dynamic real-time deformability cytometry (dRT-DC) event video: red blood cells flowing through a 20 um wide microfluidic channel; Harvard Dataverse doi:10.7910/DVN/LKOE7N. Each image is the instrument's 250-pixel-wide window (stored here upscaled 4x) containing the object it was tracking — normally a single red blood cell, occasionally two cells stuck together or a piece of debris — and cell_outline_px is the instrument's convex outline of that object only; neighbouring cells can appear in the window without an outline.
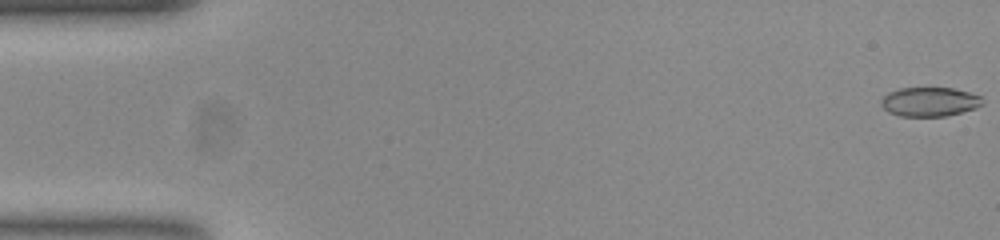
{"species": "common noctule bat (a hibernating species)", "species_latin": "Nyctalus noctula", "temperature_condition": "room temperature", "stored_images_in_passage": 6, "camera_frame_rate_fps": 3000, "um_per_image_px": 0.085, "animal": {"sex": "female", "body_mass_g": 23.0, "forearm_length_mm": 53.4}, "frame": {"image": 1, "passage_image": 1, "time_ms": 0.0, "image_size_px": [1000, 240], "cell_outline_px": [[984, 104], [976, 108], [944, 116], [900, 116], [888, 112], [880, 104], [880, 100], [888, 92], [900, 88], [952, 88], [968, 92], [980, 96], [984, 100]], "centroid_in_image_um": [79.0, 8.65], "position_along_channel_um": 6.0, "area_um2": 17.22}}